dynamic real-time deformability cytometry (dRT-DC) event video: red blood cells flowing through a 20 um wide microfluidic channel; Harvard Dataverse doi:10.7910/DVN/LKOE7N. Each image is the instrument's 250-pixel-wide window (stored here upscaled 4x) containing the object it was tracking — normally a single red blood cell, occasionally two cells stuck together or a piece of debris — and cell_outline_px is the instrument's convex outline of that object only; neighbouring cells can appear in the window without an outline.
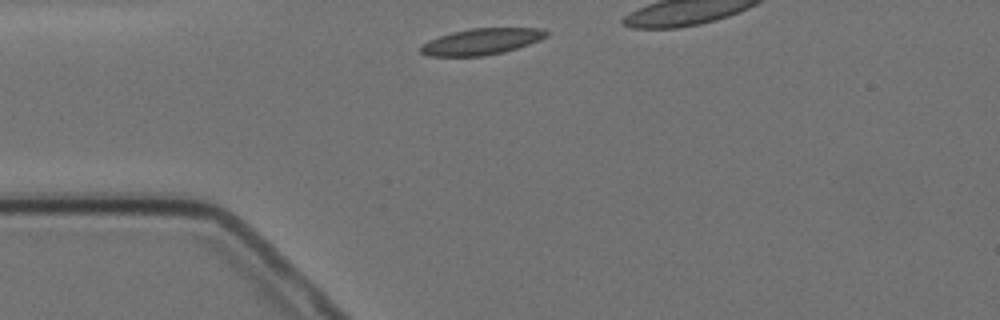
{"species": "Egyptian fruit bat (a non-hibernating species)", "species_latin": "Rousettus aegyptiacus", "temperature_condition": "cold", "stored_images_in_passage": 3, "camera_frame_rate_fps": 3000, "um_per_image_px": 0.085, "animal": {"sex": "female"}, "frame": {"image": 1, "passage_image": 1, "time_ms": 0.0, "image_size_px": [1000, 320], "cell_outline_px": [[548, 36], [540, 40], [504, 52], [484, 56], [428, 56], [420, 52], [420, 48], [428, 40], [452, 32], [472, 28], [536, 28], [548, 32]], "centroid_in_image_um": [40.91, 3.54], "position_along_channel_um": 44.1, "area_um2": 19.07}}
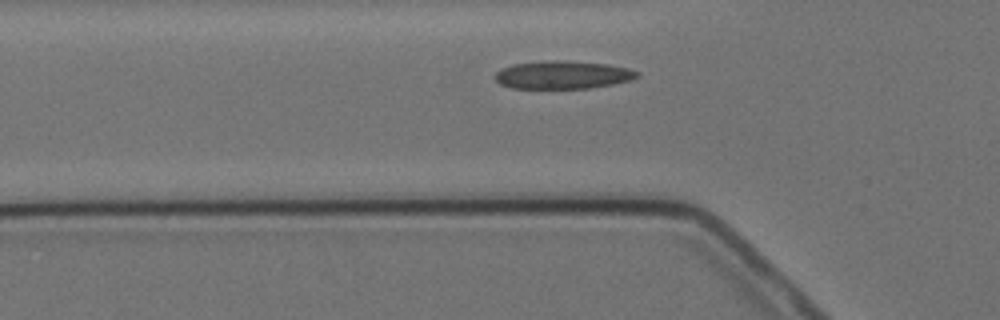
{"frame": {"image": 2, "passage_image": 3, "time_ms": 3.0, "image_size_px": [1000, 320], "cell_outline_px": [[640, 76], [632, 80], [612, 84], [588, 88], [512, 88], [500, 84], [492, 76], [500, 68], [512, 64], [556, 60], [564, 60], [604, 64], [628, 68], [640, 72]], "centroid_in_image_um": [47.81, 6.36], "position_along_channel_um": 78.0, "area_um2": 23.18}}